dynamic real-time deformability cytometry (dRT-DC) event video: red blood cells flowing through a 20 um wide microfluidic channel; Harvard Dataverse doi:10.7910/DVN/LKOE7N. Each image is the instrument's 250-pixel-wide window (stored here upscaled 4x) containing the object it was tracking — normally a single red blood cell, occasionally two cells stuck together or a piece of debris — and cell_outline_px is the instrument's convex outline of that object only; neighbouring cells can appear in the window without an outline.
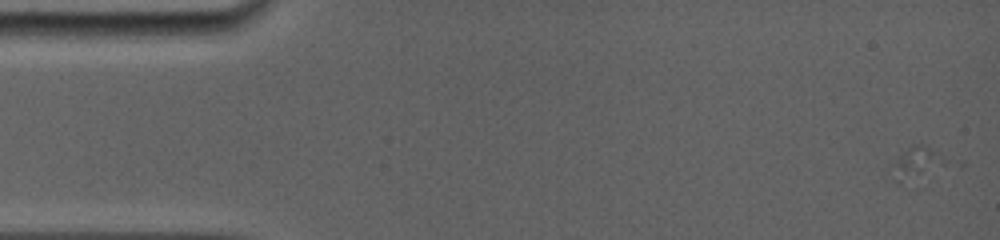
{"species": "common noctule bat (a hibernating species)", "species_latin": "Nyctalus noctula", "temperature_condition": "room temperature", "stored_images_in_passage": 14, "camera_frame_rate_fps": 5000, "um_per_image_px": 0.085, "animal": {"sex": "female", "body_mass_g": 19.0, "forearm_length_mm": 56.7}, "frame": {"image": 1, "passage_image": 2, "time_ms": 0.4, "image_size_px": [1000, 240], "cell_outline_px": [[944, 164], [928, 188], [916, 188], [900, 184], [892, 180], [896, 164], [900, 156], [912, 140], [924, 144], [944, 160]], "centroid_in_image_um": [77.99, 14.13], "position_along_channel_um": 7.0, "area_um2": 11.96}}